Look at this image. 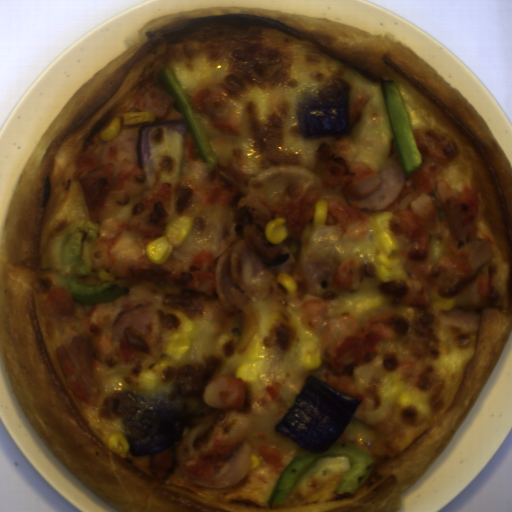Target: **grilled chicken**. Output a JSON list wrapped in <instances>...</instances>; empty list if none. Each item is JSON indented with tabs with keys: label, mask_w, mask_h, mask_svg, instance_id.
<instances>
[{
	"label": "grilled chicken",
	"mask_w": 512,
	"mask_h": 512,
	"mask_svg": "<svg viewBox=\"0 0 512 512\" xmlns=\"http://www.w3.org/2000/svg\"><path fill=\"white\" fill-rule=\"evenodd\" d=\"M423 163L406 177L402 193L388 209L354 208L380 186L382 176L353 159L349 137L323 141L311 170L324 183L326 225L342 241H366L372 219L390 212V233L401 251L400 278L385 277L376 261L343 256L330 242L314 243L291 277L297 292L273 291L276 316L263 338L262 376L281 378L294 366L299 349L294 314L319 341L321 363L310 369L331 388L363 401L356 370L379 359L388 373L418 390L439 380L443 328L461 349L481 331L490 299L495 249L477 235L478 193L455 188L438 175L460 155V143L435 126L411 129ZM457 298L453 310L433 306Z\"/></svg>",
	"instance_id": "1"
},
{
	"label": "grilled chicken",
	"mask_w": 512,
	"mask_h": 512,
	"mask_svg": "<svg viewBox=\"0 0 512 512\" xmlns=\"http://www.w3.org/2000/svg\"><path fill=\"white\" fill-rule=\"evenodd\" d=\"M145 124H123L103 141L98 132L75 161V181L86 189L104 179L89 204L86 228L99 235L84 240L80 258L92 274L87 284L114 281L128 292L101 305L75 303L56 272L44 271L34 300L49 336L69 335L54 352L62 379L85 406L100 408L106 393L101 370L131 367L124 385H138L166 352L182 320L211 322L216 333L232 329L239 313L219 304L217 263L242 238L252 217L240 208L254 177L237 147L227 164L201 161L186 124L178 185L140 168L136 144ZM191 216L190 235L164 265L152 264L146 247L166 233L175 218Z\"/></svg>",
	"instance_id": "2"
},
{
	"label": "grilled chicken",
	"mask_w": 512,
	"mask_h": 512,
	"mask_svg": "<svg viewBox=\"0 0 512 512\" xmlns=\"http://www.w3.org/2000/svg\"><path fill=\"white\" fill-rule=\"evenodd\" d=\"M202 403L216 410H228L211 428L199 449L182 467L198 475H215L233 452L246 442L253 416L279 421L289 411L283 382L270 384L253 394L244 380L229 374L208 380Z\"/></svg>",
	"instance_id": "3"
},
{
	"label": "grilled chicken",
	"mask_w": 512,
	"mask_h": 512,
	"mask_svg": "<svg viewBox=\"0 0 512 512\" xmlns=\"http://www.w3.org/2000/svg\"><path fill=\"white\" fill-rule=\"evenodd\" d=\"M259 464L252 467L245 477L228 488H207L187 482L181 475L179 466L165 481L166 485L187 489L196 495L213 502L230 504L241 501L257 507H268L269 498L283 472L289 465L285 457L268 445H258L253 451Z\"/></svg>",
	"instance_id": "4"
},
{
	"label": "grilled chicken",
	"mask_w": 512,
	"mask_h": 512,
	"mask_svg": "<svg viewBox=\"0 0 512 512\" xmlns=\"http://www.w3.org/2000/svg\"><path fill=\"white\" fill-rule=\"evenodd\" d=\"M187 95L196 114L206 115L212 128L241 137V110L229 86L214 79L198 84Z\"/></svg>",
	"instance_id": "5"
},
{
	"label": "grilled chicken",
	"mask_w": 512,
	"mask_h": 512,
	"mask_svg": "<svg viewBox=\"0 0 512 512\" xmlns=\"http://www.w3.org/2000/svg\"><path fill=\"white\" fill-rule=\"evenodd\" d=\"M369 96L363 94L361 92H357L356 95L349 102L350 109V126L356 125L362 112L364 111L368 101Z\"/></svg>",
	"instance_id": "6"
}]
</instances>
